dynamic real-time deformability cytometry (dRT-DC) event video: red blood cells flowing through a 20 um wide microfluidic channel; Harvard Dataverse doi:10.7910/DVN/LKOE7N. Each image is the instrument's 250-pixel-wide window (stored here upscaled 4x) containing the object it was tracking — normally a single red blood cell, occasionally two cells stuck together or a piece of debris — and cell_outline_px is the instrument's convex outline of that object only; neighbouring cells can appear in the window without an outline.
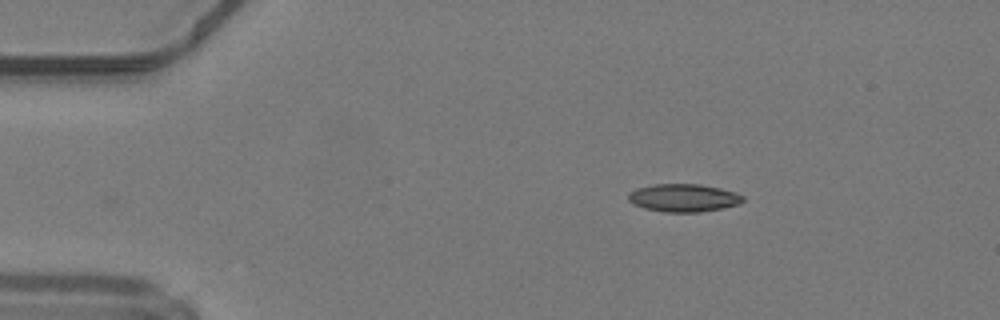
{"species": "common noctule bat (a hibernating species)", "species_latin": "Nyctalus noctula", "temperature_condition": "warm", "stored_images_in_passage": 41, "camera_frame_rate_fps": 3000, "um_per_image_px": 0.085, "animal": {"sex": "male", "body_mass_g": 19.2, "forearm_length_mm": 51.8}, "frame": {"image": 1, "passage_image": 1, "time_ms": 0.0, "image_size_px": [1000, 320], "cell_outline_px": [[744, 200], [740, 204], [700, 212], [664, 212], [644, 208], [628, 200], [628, 192], [636, 188], [652, 184], [700, 184], [720, 188], [736, 192], [744, 196]], "centroid_in_image_um": [58.1, 16.81], "position_along_channel_um": 26.9, "area_um2": 18.67}}
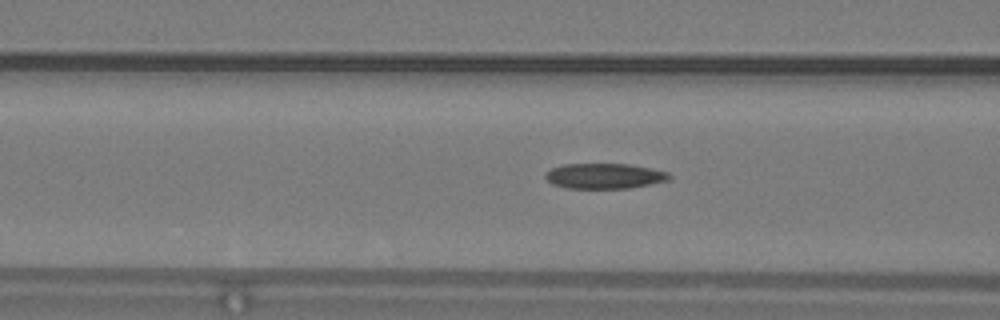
{"frame": {"image": 2, "passage_image": 12, "time_ms": 3.667, "image_size_px": [1000, 320], "cell_outline_px": [[672, 180], [628, 188], [564, 188], [552, 184], [544, 176], [552, 168], [564, 164], [628, 164], [652, 168], [668, 172], [672, 176]], "centroid_in_image_um": [51.42, 14.96], "position_along_channel_um": 115.2, "area_um2": 18.32}}
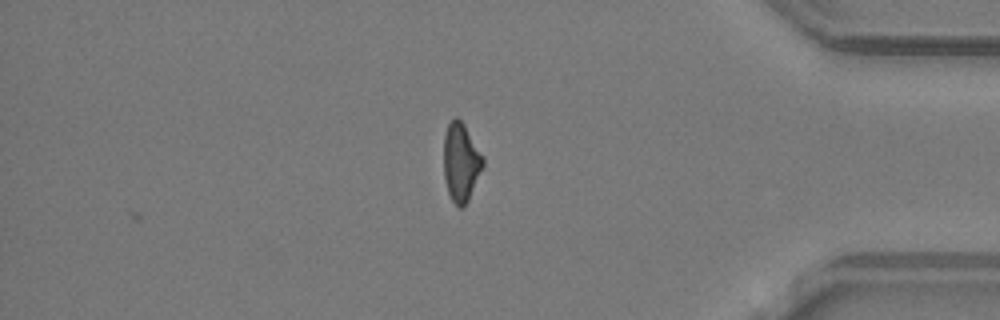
{"frame": {"image": 3, "passage_image": 34, "time_ms": 11.0, "image_size_px": [1000, 320], "cell_outline_px": [[484, 168], [468, 200], [460, 208], [452, 200], [448, 192], [444, 176], [444, 136], [448, 124], [456, 116], [464, 124], [484, 156]], "centroid_in_image_um": [39.2, 13.77], "position_along_channel_um": 396.0, "area_um2": 17.98}, "authors_computed_cell_mechanics": {"area_um2": 18.9584, "velocity_mm_per_s": 4.2471, "shape_relaxation_time_tau1_ms": null, "shape_relaxation_time_tau2_ms": 6.11, "deformation_change_tau1": null, "deformation_change_tau2": 0.2193}}